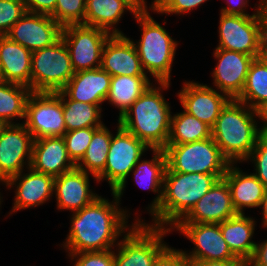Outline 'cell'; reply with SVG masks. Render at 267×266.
Listing matches in <instances>:
<instances>
[{
    "label": "cell",
    "mask_w": 267,
    "mask_h": 266,
    "mask_svg": "<svg viewBox=\"0 0 267 266\" xmlns=\"http://www.w3.org/2000/svg\"><path fill=\"white\" fill-rule=\"evenodd\" d=\"M117 132L112 134L111 144L104 170L97 176V182L106 180L120 200L125 190L127 178L136 163L150 148L117 123Z\"/></svg>",
    "instance_id": "52a82bcc"
},
{
    "label": "cell",
    "mask_w": 267,
    "mask_h": 266,
    "mask_svg": "<svg viewBox=\"0 0 267 266\" xmlns=\"http://www.w3.org/2000/svg\"><path fill=\"white\" fill-rule=\"evenodd\" d=\"M54 194L57 209L77 212L91 204L97 195L90 189L89 173L73 168L54 180Z\"/></svg>",
    "instance_id": "44dd1931"
},
{
    "label": "cell",
    "mask_w": 267,
    "mask_h": 266,
    "mask_svg": "<svg viewBox=\"0 0 267 266\" xmlns=\"http://www.w3.org/2000/svg\"><path fill=\"white\" fill-rule=\"evenodd\" d=\"M252 160L255 165L253 173L267 188V135H260L256 146L246 161Z\"/></svg>",
    "instance_id": "f35d334b"
},
{
    "label": "cell",
    "mask_w": 267,
    "mask_h": 266,
    "mask_svg": "<svg viewBox=\"0 0 267 266\" xmlns=\"http://www.w3.org/2000/svg\"><path fill=\"white\" fill-rule=\"evenodd\" d=\"M110 35L106 30L84 24L63 27L61 37L75 73L101 67L102 49Z\"/></svg>",
    "instance_id": "8fae6325"
},
{
    "label": "cell",
    "mask_w": 267,
    "mask_h": 266,
    "mask_svg": "<svg viewBox=\"0 0 267 266\" xmlns=\"http://www.w3.org/2000/svg\"><path fill=\"white\" fill-rule=\"evenodd\" d=\"M27 172L25 174L22 171L4 183L8 189L17 186L12 211L9 215L22 209L38 207L54 195L55 177L34 171L31 167Z\"/></svg>",
    "instance_id": "d6986e66"
},
{
    "label": "cell",
    "mask_w": 267,
    "mask_h": 266,
    "mask_svg": "<svg viewBox=\"0 0 267 266\" xmlns=\"http://www.w3.org/2000/svg\"><path fill=\"white\" fill-rule=\"evenodd\" d=\"M111 77L101 67L79 71L72 76L61 91L69 99L98 105L101 108L109 94Z\"/></svg>",
    "instance_id": "7402d4cb"
},
{
    "label": "cell",
    "mask_w": 267,
    "mask_h": 266,
    "mask_svg": "<svg viewBox=\"0 0 267 266\" xmlns=\"http://www.w3.org/2000/svg\"><path fill=\"white\" fill-rule=\"evenodd\" d=\"M235 215L230 187L221 178L178 223L220 224Z\"/></svg>",
    "instance_id": "ac0fdd59"
},
{
    "label": "cell",
    "mask_w": 267,
    "mask_h": 266,
    "mask_svg": "<svg viewBox=\"0 0 267 266\" xmlns=\"http://www.w3.org/2000/svg\"><path fill=\"white\" fill-rule=\"evenodd\" d=\"M249 0H227L228 7H222L221 12L225 15H250L245 10Z\"/></svg>",
    "instance_id": "ee69618b"
},
{
    "label": "cell",
    "mask_w": 267,
    "mask_h": 266,
    "mask_svg": "<svg viewBox=\"0 0 267 266\" xmlns=\"http://www.w3.org/2000/svg\"><path fill=\"white\" fill-rule=\"evenodd\" d=\"M97 128L98 127H88L66 131L62 136L65 141L68 156L75 165L84 157L90 141L92 140L93 133Z\"/></svg>",
    "instance_id": "d590c367"
},
{
    "label": "cell",
    "mask_w": 267,
    "mask_h": 266,
    "mask_svg": "<svg viewBox=\"0 0 267 266\" xmlns=\"http://www.w3.org/2000/svg\"><path fill=\"white\" fill-rule=\"evenodd\" d=\"M26 12L22 0H0V36L7 35L11 27Z\"/></svg>",
    "instance_id": "8d00e7d4"
},
{
    "label": "cell",
    "mask_w": 267,
    "mask_h": 266,
    "mask_svg": "<svg viewBox=\"0 0 267 266\" xmlns=\"http://www.w3.org/2000/svg\"><path fill=\"white\" fill-rule=\"evenodd\" d=\"M152 266H188L183 250L167 246L155 259Z\"/></svg>",
    "instance_id": "60d3db41"
},
{
    "label": "cell",
    "mask_w": 267,
    "mask_h": 266,
    "mask_svg": "<svg viewBox=\"0 0 267 266\" xmlns=\"http://www.w3.org/2000/svg\"><path fill=\"white\" fill-rule=\"evenodd\" d=\"M259 208H262V226H264L265 228H267V188L265 190V193H264V197L260 203V206Z\"/></svg>",
    "instance_id": "681fc988"
},
{
    "label": "cell",
    "mask_w": 267,
    "mask_h": 266,
    "mask_svg": "<svg viewBox=\"0 0 267 266\" xmlns=\"http://www.w3.org/2000/svg\"><path fill=\"white\" fill-rule=\"evenodd\" d=\"M32 52L6 35L0 36L2 81L24 85L31 90Z\"/></svg>",
    "instance_id": "cb8c5ba5"
},
{
    "label": "cell",
    "mask_w": 267,
    "mask_h": 266,
    "mask_svg": "<svg viewBox=\"0 0 267 266\" xmlns=\"http://www.w3.org/2000/svg\"><path fill=\"white\" fill-rule=\"evenodd\" d=\"M33 137L22 124H8L0 136V182L25 171L31 165Z\"/></svg>",
    "instance_id": "5bb4252c"
},
{
    "label": "cell",
    "mask_w": 267,
    "mask_h": 266,
    "mask_svg": "<svg viewBox=\"0 0 267 266\" xmlns=\"http://www.w3.org/2000/svg\"><path fill=\"white\" fill-rule=\"evenodd\" d=\"M257 14L260 19L263 42L267 44V0H259Z\"/></svg>",
    "instance_id": "bcb514c9"
},
{
    "label": "cell",
    "mask_w": 267,
    "mask_h": 266,
    "mask_svg": "<svg viewBox=\"0 0 267 266\" xmlns=\"http://www.w3.org/2000/svg\"><path fill=\"white\" fill-rule=\"evenodd\" d=\"M254 117L256 110L231 99L211 128L213 140L230 164L246 161L256 146L261 134Z\"/></svg>",
    "instance_id": "277c9868"
},
{
    "label": "cell",
    "mask_w": 267,
    "mask_h": 266,
    "mask_svg": "<svg viewBox=\"0 0 267 266\" xmlns=\"http://www.w3.org/2000/svg\"><path fill=\"white\" fill-rule=\"evenodd\" d=\"M62 29L50 15L26 12L6 36L33 52L57 42Z\"/></svg>",
    "instance_id": "9a60e30c"
},
{
    "label": "cell",
    "mask_w": 267,
    "mask_h": 266,
    "mask_svg": "<svg viewBox=\"0 0 267 266\" xmlns=\"http://www.w3.org/2000/svg\"><path fill=\"white\" fill-rule=\"evenodd\" d=\"M86 0H56L55 11L50 15L62 27L84 24Z\"/></svg>",
    "instance_id": "e575fe53"
},
{
    "label": "cell",
    "mask_w": 267,
    "mask_h": 266,
    "mask_svg": "<svg viewBox=\"0 0 267 266\" xmlns=\"http://www.w3.org/2000/svg\"><path fill=\"white\" fill-rule=\"evenodd\" d=\"M27 12L51 15L56 8V0H22Z\"/></svg>",
    "instance_id": "b9f144b4"
},
{
    "label": "cell",
    "mask_w": 267,
    "mask_h": 266,
    "mask_svg": "<svg viewBox=\"0 0 267 266\" xmlns=\"http://www.w3.org/2000/svg\"><path fill=\"white\" fill-rule=\"evenodd\" d=\"M211 137V127L186 111L171 116V129L167 144H184Z\"/></svg>",
    "instance_id": "1f68e13d"
},
{
    "label": "cell",
    "mask_w": 267,
    "mask_h": 266,
    "mask_svg": "<svg viewBox=\"0 0 267 266\" xmlns=\"http://www.w3.org/2000/svg\"><path fill=\"white\" fill-rule=\"evenodd\" d=\"M259 58L264 62L267 66V44L263 43L261 52L259 53Z\"/></svg>",
    "instance_id": "f907efd6"
},
{
    "label": "cell",
    "mask_w": 267,
    "mask_h": 266,
    "mask_svg": "<svg viewBox=\"0 0 267 266\" xmlns=\"http://www.w3.org/2000/svg\"><path fill=\"white\" fill-rule=\"evenodd\" d=\"M30 167L34 171L57 177L76 165L68 156L63 137H45L33 141Z\"/></svg>",
    "instance_id": "603a6c76"
},
{
    "label": "cell",
    "mask_w": 267,
    "mask_h": 266,
    "mask_svg": "<svg viewBox=\"0 0 267 266\" xmlns=\"http://www.w3.org/2000/svg\"><path fill=\"white\" fill-rule=\"evenodd\" d=\"M70 259H74L73 266H114V251H92L72 253L68 255Z\"/></svg>",
    "instance_id": "ab89813d"
},
{
    "label": "cell",
    "mask_w": 267,
    "mask_h": 266,
    "mask_svg": "<svg viewBox=\"0 0 267 266\" xmlns=\"http://www.w3.org/2000/svg\"><path fill=\"white\" fill-rule=\"evenodd\" d=\"M112 194V202L99 196L71 215L69 234L62 244L68 254L114 249L119 237L130 229L128 211L120 208L121 200Z\"/></svg>",
    "instance_id": "6da1fadb"
},
{
    "label": "cell",
    "mask_w": 267,
    "mask_h": 266,
    "mask_svg": "<svg viewBox=\"0 0 267 266\" xmlns=\"http://www.w3.org/2000/svg\"><path fill=\"white\" fill-rule=\"evenodd\" d=\"M225 174L164 173L162 201L151 214V226L173 228Z\"/></svg>",
    "instance_id": "3957f363"
},
{
    "label": "cell",
    "mask_w": 267,
    "mask_h": 266,
    "mask_svg": "<svg viewBox=\"0 0 267 266\" xmlns=\"http://www.w3.org/2000/svg\"><path fill=\"white\" fill-rule=\"evenodd\" d=\"M101 68L111 76H147L133 40L124 34L109 36L102 49Z\"/></svg>",
    "instance_id": "ffe728a7"
},
{
    "label": "cell",
    "mask_w": 267,
    "mask_h": 266,
    "mask_svg": "<svg viewBox=\"0 0 267 266\" xmlns=\"http://www.w3.org/2000/svg\"><path fill=\"white\" fill-rule=\"evenodd\" d=\"M223 178L230 187L232 204L237 214H245L246 207L260 206L266 187L253 173H245L235 164H230Z\"/></svg>",
    "instance_id": "d4e9b609"
},
{
    "label": "cell",
    "mask_w": 267,
    "mask_h": 266,
    "mask_svg": "<svg viewBox=\"0 0 267 266\" xmlns=\"http://www.w3.org/2000/svg\"><path fill=\"white\" fill-rule=\"evenodd\" d=\"M22 123L33 140L62 137L66 133L62 100L57 92H31L26 101L25 121Z\"/></svg>",
    "instance_id": "30bf717a"
},
{
    "label": "cell",
    "mask_w": 267,
    "mask_h": 266,
    "mask_svg": "<svg viewBox=\"0 0 267 266\" xmlns=\"http://www.w3.org/2000/svg\"><path fill=\"white\" fill-rule=\"evenodd\" d=\"M258 120H262V124H260L259 131L261 135H267V102L262 104L260 107L256 109ZM263 125V126H262Z\"/></svg>",
    "instance_id": "7dc6e473"
},
{
    "label": "cell",
    "mask_w": 267,
    "mask_h": 266,
    "mask_svg": "<svg viewBox=\"0 0 267 266\" xmlns=\"http://www.w3.org/2000/svg\"><path fill=\"white\" fill-rule=\"evenodd\" d=\"M167 166L178 173L226 174L230 162L213 138L184 144H167Z\"/></svg>",
    "instance_id": "ba28073f"
},
{
    "label": "cell",
    "mask_w": 267,
    "mask_h": 266,
    "mask_svg": "<svg viewBox=\"0 0 267 266\" xmlns=\"http://www.w3.org/2000/svg\"><path fill=\"white\" fill-rule=\"evenodd\" d=\"M128 2L135 10L137 13H144L148 12V6L146 0H125Z\"/></svg>",
    "instance_id": "c3c4849f"
},
{
    "label": "cell",
    "mask_w": 267,
    "mask_h": 266,
    "mask_svg": "<svg viewBox=\"0 0 267 266\" xmlns=\"http://www.w3.org/2000/svg\"><path fill=\"white\" fill-rule=\"evenodd\" d=\"M236 100L254 110L267 102V66L259 57L251 62L245 86Z\"/></svg>",
    "instance_id": "836d02e7"
},
{
    "label": "cell",
    "mask_w": 267,
    "mask_h": 266,
    "mask_svg": "<svg viewBox=\"0 0 267 266\" xmlns=\"http://www.w3.org/2000/svg\"><path fill=\"white\" fill-rule=\"evenodd\" d=\"M255 10L253 14L245 16L220 13L219 45L216 48L258 58L264 42L257 8Z\"/></svg>",
    "instance_id": "7c38bea8"
},
{
    "label": "cell",
    "mask_w": 267,
    "mask_h": 266,
    "mask_svg": "<svg viewBox=\"0 0 267 266\" xmlns=\"http://www.w3.org/2000/svg\"><path fill=\"white\" fill-rule=\"evenodd\" d=\"M75 71L62 37L51 46L32 52L31 92L60 91Z\"/></svg>",
    "instance_id": "9c48e42d"
},
{
    "label": "cell",
    "mask_w": 267,
    "mask_h": 266,
    "mask_svg": "<svg viewBox=\"0 0 267 266\" xmlns=\"http://www.w3.org/2000/svg\"><path fill=\"white\" fill-rule=\"evenodd\" d=\"M153 151L151 160L140 159L133 172L134 181L143 189L158 193L148 208L153 213L161 204L163 194L164 173L167 167V157L164 149H150Z\"/></svg>",
    "instance_id": "4316f807"
},
{
    "label": "cell",
    "mask_w": 267,
    "mask_h": 266,
    "mask_svg": "<svg viewBox=\"0 0 267 266\" xmlns=\"http://www.w3.org/2000/svg\"><path fill=\"white\" fill-rule=\"evenodd\" d=\"M188 266H246L242 260H188Z\"/></svg>",
    "instance_id": "f6af8a7d"
},
{
    "label": "cell",
    "mask_w": 267,
    "mask_h": 266,
    "mask_svg": "<svg viewBox=\"0 0 267 266\" xmlns=\"http://www.w3.org/2000/svg\"><path fill=\"white\" fill-rule=\"evenodd\" d=\"M246 266H267V240L256 243L253 255Z\"/></svg>",
    "instance_id": "7bdbcfd3"
},
{
    "label": "cell",
    "mask_w": 267,
    "mask_h": 266,
    "mask_svg": "<svg viewBox=\"0 0 267 266\" xmlns=\"http://www.w3.org/2000/svg\"><path fill=\"white\" fill-rule=\"evenodd\" d=\"M150 82L148 76L119 75L111 77L106 101L119 109L118 119L147 90L152 84Z\"/></svg>",
    "instance_id": "f1b7e54d"
},
{
    "label": "cell",
    "mask_w": 267,
    "mask_h": 266,
    "mask_svg": "<svg viewBox=\"0 0 267 266\" xmlns=\"http://www.w3.org/2000/svg\"><path fill=\"white\" fill-rule=\"evenodd\" d=\"M213 53L218 60L212 72L213 84L230 99H237L243 91L249 66L254 57L222 48H215Z\"/></svg>",
    "instance_id": "2e32d148"
},
{
    "label": "cell",
    "mask_w": 267,
    "mask_h": 266,
    "mask_svg": "<svg viewBox=\"0 0 267 266\" xmlns=\"http://www.w3.org/2000/svg\"><path fill=\"white\" fill-rule=\"evenodd\" d=\"M177 94L184 111L211 128L215 125L222 109L231 100L224 93L217 92V89L193 81L184 82Z\"/></svg>",
    "instance_id": "e0dca14e"
},
{
    "label": "cell",
    "mask_w": 267,
    "mask_h": 266,
    "mask_svg": "<svg viewBox=\"0 0 267 266\" xmlns=\"http://www.w3.org/2000/svg\"><path fill=\"white\" fill-rule=\"evenodd\" d=\"M135 221L115 246L118 251L114 250V266H152L168 246L162 239L171 228L151 226L139 218Z\"/></svg>",
    "instance_id": "8992f818"
},
{
    "label": "cell",
    "mask_w": 267,
    "mask_h": 266,
    "mask_svg": "<svg viewBox=\"0 0 267 266\" xmlns=\"http://www.w3.org/2000/svg\"><path fill=\"white\" fill-rule=\"evenodd\" d=\"M208 0H154L148 8L157 14H185Z\"/></svg>",
    "instance_id": "74e56055"
},
{
    "label": "cell",
    "mask_w": 267,
    "mask_h": 266,
    "mask_svg": "<svg viewBox=\"0 0 267 266\" xmlns=\"http://www.w3.org/2000/svg\"><path fill=\"white\" fill-rule=\"evenodd\" d=\"M126 10L137 14L125 0H86L84 25L101 28L111 35L123 34L115 26Z\"/></svg>",
    "instance_id": "83f0119b"
},
{
    "label": "cell",
    "mask_w": 267,
    "mask_h": 266,
    "mask_svg": "<svg viewBox=\"0 0 267 266\" xmlns=\"http://www.w3.org/2000/svg\"><path fill=\"white\" fill-rule=\"evenodd\" d=\"M111 131L103 124L94 133L87 151L81 161L76 165L78 169L91 173L97 181V176L104 170L107 155L112 139Z\"/></svg>",
    "instance_id": "4dcf8cb0"
},
{
    "label": "cell",
    "mask_w": 267,
    "mask_h": 266,
    "mask_svg": "<svg viewBox=\"0 0 267 266\" xmlns=\"http://www.w3.org/2000/svg\"><path fill=\"white\" fill-rule=\"evenodd\" d=\"M174 228L195 246L189 253L183 251L187 260H240L230 251L219 224L177 223Z\"/></svg>",
    "instance_id": "4fadbf2b"
},
{
    "label": "cell",
    "mask_w": 267,
    "mask_h": 266,
    "mask_svg": "<svg viewBox=\"0 0 267 266\" xmlns=\"http://www.w3.org/2000/svg\"><path fill=\"white\" fill-rule=\"evenodd\" d=\"M7 123L5 121H3L2 119H0V136L3 132V130L7 127Z\"/></svg>",
    "instance_id": "816d5d0a"
},
{
    "label": "cell",
    "mask_w": 267,
    "mask_h": 266,
    "mask_svg": "<svg viewBox=\"0 0 267 266\" xmlns=\"http://www.w3.org/2000/svg\"><path fill=\"white\" fill-rule=\"evenodd\" d=\"M134 18L142 28V34L140 40L133 41V44L145 74L149 72L157 82L170 83L177 41L149 12L137 13Z\"/></svg>",
    "instance_id": "5b68a950"
},
{
    "label": "cell",
    "mask_w": 267,
    "mask_h": 266,
    "mask_svg": "<svg viewBox=\"0 0 267 266\" xmlns=\"http://www.w3.org/2000/svg\"><path fill=\"white\" fill-rule=\"evenodd\" d=\"M58 97L62 100L63 117L67 131L88 127H101L102 108L98 105L88 104L69 99L61 90Z\"/></svg>",
    "instance_id": "f546056e"
},
{
    "label": "cell",
    "mask_w": 267,
    "mask_h": 266,
    "mask_svg": "<svg viewBox=\"0 0 267 266\" xmlns=\"http://www.w3.org/2000/svg\"><path fill=\"white\" fill-rule=\"evenodd\" d=\"M157 84L160 86L151 84L118 119L120 126L143 141L150 149H164L171 129V107L161 92L168 89L170 83Z\"/></svg>",
    "instance_id": "7a4b0ae2"
},
{
    "label": "cell",
    "mask_w": 267,
    "mask_h": 266,
    "mask_svg": "<svg viewBox=\"0 0 267 266\" xmlns=\"http://www.w3.org/2000/svg\"><path fill=\"white\" fill-rule=\"evenodd\" d=\"M255 222L245 214H237L219 224L230 251L245 263L251 259L256 246V242L252 240Z\"/></svg>",
    "instance_id": "484cf974"
},
{
    "label": "cell",
    "mask_w": 267,
    "mask_h": 266,
    "mask_svg": "<svg viewBox=\"0 0 267 266\" xmlns=\"http://www.w3.org/2000/svg\"><path fill=\"white\" fill-rule=\"evenodd\" d=\"M30 93L31 90L27 86L1 81L0 119L7 124H22L13 120L25 119L26 101Z\"/></svg>",
    "instance_id": "d6a6232c"
}]
</instances>
